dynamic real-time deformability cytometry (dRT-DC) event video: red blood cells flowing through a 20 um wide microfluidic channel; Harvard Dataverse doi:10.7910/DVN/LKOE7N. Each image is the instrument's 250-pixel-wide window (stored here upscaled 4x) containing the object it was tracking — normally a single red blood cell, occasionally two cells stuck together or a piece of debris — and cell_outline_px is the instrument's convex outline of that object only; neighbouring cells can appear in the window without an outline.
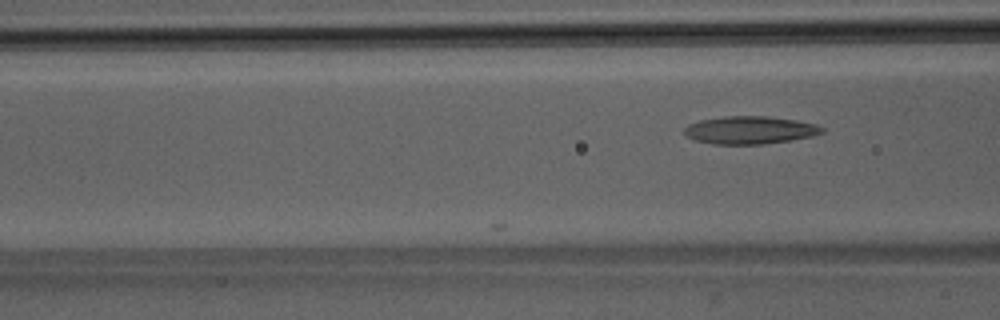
{"species": "Egyptian fruit bat (a non-hibernating species)", "species_latin": "Rousettus aegyptiacus", "temperature_condition": "room temperature", "stored_images_in_passage": 6, "camera_frame_rate_fps": 3000, "um_per_image_px": 0.085, "animal": {"sex": "male"}, "frame": {"image": 1, "passage_image": 6, "time_ms": 1.667, "image_size_px": [1000, 320], "cell_outline_px": [[824, 132], [812, 136], [792, 140], [764, 144], [712, 144], [696, 140], [688, 136], [684, 132], [684, 128], [688, 124], [700, 120], [724, 116], [768, 116], [796, 120], [816, 124], [824, 128]], "centroid_in_image_um": [63.76, 11.05], "position_along_channel_um": 102.8, "area_um2": 22.31}}